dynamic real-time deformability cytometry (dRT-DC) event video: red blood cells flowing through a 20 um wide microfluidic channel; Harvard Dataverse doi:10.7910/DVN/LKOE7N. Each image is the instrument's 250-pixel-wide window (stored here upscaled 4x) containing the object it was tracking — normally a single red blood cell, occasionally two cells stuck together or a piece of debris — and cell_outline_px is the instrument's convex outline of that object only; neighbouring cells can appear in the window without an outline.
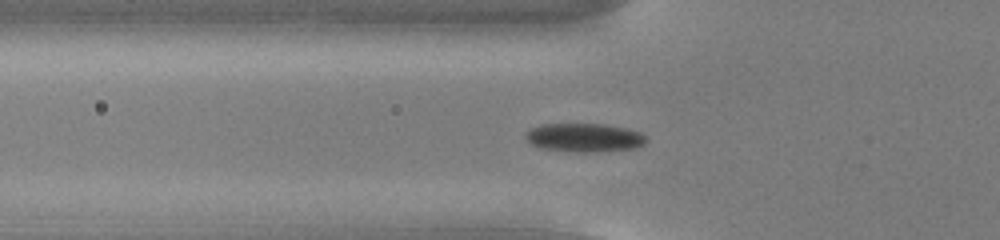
{"species": "common noctule bat (a hibernating species)", "species_latin": "Nyctalus noctula", "temperature_condition": "cold", "stored_images_in_passage": 56, "camera_frame_rate_fps": 3000, "um_per_image_px": 0.085, "animal": {"sex": "male", "body_mass_g": 13.0, "forearm_length_mm": 53.1}, "frame": {"image": 1, "passage_image": 20, "time_ms": 6.333, "image_size_px": [1000, 240], "cell_outline_px": [[648, 140], [644, 144], [636, 148], [592, 152], [580, 152], [540, 148], [532, 144], [524, 136], [532, 128], [540, 124], [604, 124], [628, 128], [640, 132]], "centroid_in_image_um": [49.7, 11.69], "position_along_channel_um": 76.1, "area_um2": 20.06}}
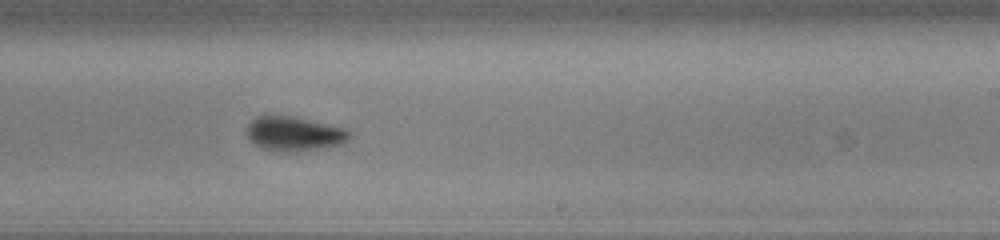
{"frame": {"image": 2, "passage_image": 35, "time_ms": 11.333, "image_size_px": [1000, 240], "cell_outline_px": [[348, 140], [344, 144], [328, 148], [288, 152], [280, 152], [260, 148], [248, 140], [248, 124], [256, 116], [288, 116], [308, 120], [344, 128], [348, 132]], "centroid_in_image_um": [24.98, 11.4], "position_along_channel_um": 264.0, "area_um2": 20.46}}
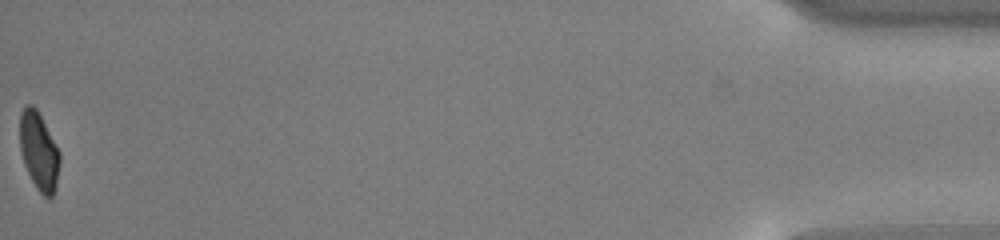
{"frame": {"image": 3, "passage_image": 56, "time_ms": 18.333, "image_size_px": [1000, 240], "cell_outline_px": [[60, 164], [56, 184], [52, 196], [48, 200], [36, 188], [24, 164], [20, 148], [20, 112], [28, 104], [32, 104], [36, 108], [60, 152]], "centroid_in_image_um": [3.31, 12.86], "position_along_channel_um": 431.9, "area_um2": 17.98}, "authors_computed_cell_mechanics": {"area_um2": 19.4786, "velocity_mm_per_s": 3.762, "shape_relaxation_time_tau1_ms": 2.9288, "shape_relaxation_time_tau2_ms": 3.0398, "deformation_change_tau1": 0.1186, "deformation_change_tau2": 0.0686}}